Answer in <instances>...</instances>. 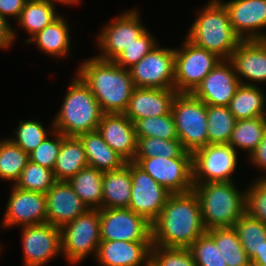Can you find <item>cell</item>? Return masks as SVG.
<instances>
[{"label": "cell", "instance_id": "cell-22", "mask_svg": "<svg viewBox=\"0 0 266 266\" xmlns=\"http://www.w3.org/2000/svg\"><path fill=\"white\" fill-rule=\"evenodd\" d=\"M45 195L47 223L58 228L88 210L67 181H56Z\"/></svg>", "mask_w": 266, "mask_h": 266}, {"label": "cell", "instance_id": "cell-49", "mask_svg": "<svg viewBox=\"0 0 266 266\" xmlns=\"http://www.w3.org/2000/svg\"><path fill=\"white\" fill-rule=\"evenodd\" d=\"M48 3H50L52 6L55 7V3H62V4H66L68 6L69 5H76L77 3L80 2V0H45Z\"/></svg>", "mask_w": 266, "mask_h": 266}, {"label": "cell", "instance_id": "cell-19", "mask_svg": "<svg viewBox=\"0 0 266 266\" xmlns=\"http://www.w3.org/2000/svg\"><path fill=\"white\" fill-rule=\"evenodd\" d=\"M229 60L241 84L266 82V40H242Z\"/></svg>", "mask_w": 266, "mask_h": 266}, {"label": "cell", "instance_id": "cell-37", "mask_svg": "<svg viewBox=\"0 0 266 266\" xmlns=\"http://www.w3.org/2000/svg\"><path fill=\"white\" fill-rule=\"evenodd\" d=\"M55 182L53 170L29 161L14 186L22 190L46 194Z\"/></svg>", "mask_w": 266, "mask_h": 266}, {"label": "cell", "instance_id": "cell-7", "mask_svg": "<svg viewBox=\"0 0 266 266\" xmlns=\"http://www.w3.org/2000/svg\"><path fill=\"white\" fill-rule=\"evenodd\" d=\"M62 254L70 264H78L92 253L96 257L100 237L98 209H88L60 228Z\"/></svg>", "mask_w": 266, "mask_h": 266}, {"label": "cell", "instance_id": "cell-46", "mask_svg": "<svg viewBox=\"0 0 266 266\" xmlns=\"http://www.w3.org/2000/svg\"><path fill=\"white\" fill-rule=\"evenodd\" d=\"M250 163L255 165L260 170L266 171V132L262 140L257 145L255 151L248 157ZM259 179H266V175L259 177Z\"/></svg>", "mask_w": 266, "mask_h": 266}, {"label": "cell", "instance_id": "cell-45", "mask_svg": "<svg viewBox=\"0 0 266 266\" xmlns=\"http://www.w3.org/2000/svg\"><path fill=\"white\" fill-rule=\"evenodd\" d=\"M26 2L27 0H0V16L14 17L17 20Z\"/></svg>", "mask_w": 266, "mask_h": 266}, {"label": "cell", "instance_id": "cell-8", "mask_svg": "<svg viewBox=\"0 0 266 266\" xmlns=\"http://www.w3.org/2000/svg\"><path fill=\"white\" fill-rule=\"evenodd\" d=\"M133 162L171 194L193 190L192 153L189 151L180 157L134 158Z\"/></svg>", "mask_w": 266, "mask_h": 266}, {"label": "cell", "instance_id": "cell-12", "mask_svg": "<svg viewBox=\"0 0 266 266\" xmlns=\"http://www.w3.org/2000/svg\"><path fill=\"white\" fill-rule=\"evenodd\" d=\"M100 237L109 241H152V227L129 208L99 209Z\"/></svg>", "mask_w": 266, "mask_h": 266}, {"label": "cell", "instance_id": "cell-33", "mask_svg": "<svg viewBox=\"0 0 266 266\" xmlns=\"http://www.w3.org/2000/svg\"><path fill=\"white\" fill-rule=\"evenodd\" d=\"M236 121L228 106L207 105L208 144H228Z\"/></svg>", "mask_w": 266, "mask_h": 266}, {"label": "cell", "instance_id": "cell-38", "mask_svg": "<svg viewBox=\"0 0 266 266\" xmlns=\"http://www.w3.org/2000/svg\"><path fill=\"white\" fill-rule=\"evenodd\" d=\"M185 151L179 139L137 138V151L134 158L155 156L174 158L180 157Z\"/></svg>", "mask_w": 266, "mask_h": 266}, {"label": "cell", "instance_id": "cell-14", "mask_svg": "<svg viewBox=\"0 0 266 266\" xmlns=\"http://www.w3.org/2000/svg\"><path fill=\"white\" fill-rule=\"evenodd\" d=\"M131 180V200L128 208L152 224L171 193L134 162H131Z\"/></svg>", "mask_w": 266, "mask_h": 266}, {"label": "cell", "instance_id": "cell-34", "mask_svg": "<svg viewBox=\"0 0 266 266\" xmlns=\"http://www.w3.org/2000/svg\"><path fill=\"white\" fill-rule=\"evenodd\" d=\"M29 161V154L9 138L0 140L1 180L11 181L14 185Z\"/></svg>", "mask_w": 266, "mask_h": 266}, {"label": "cell", "instance_id": "cell-40", "mask_svg": "<svg viewBox=\"0 0 266 266\" xmlns=\"http://www.w3.org/2000/svg\"><path fill=\"white\" fill-rule=\"evenodd\" d=\"M198 266H228L214 239L206 232L189 247Z\"/></svg>", "mask_w": 266, "mask_h": 266}, {"label": "cell", "instance_id": "cell-20", "mask_svg": "<svg viewBox=\"0 0 266 266\" xmlns=\"http://www.w3.org/2000/svg\"><path fill=\"white\" fill-rule=\"evenodd\" d=\"M97 131L126 162H133L137 151L134 123L124 114L104 113Z\"/></svg>", "mask_w": 266, "mask_h": 266}, {"label": "cell", "instance_id": "cell-25", "mask_svg": "<svg viewBox=\"0 0 266 266\" xmlns=\"http://www.w3.org/2000/svg\"><path fill=\"white\" fill-rule=\"evenodd\" d=\"M131 185V162H127L121 169L104 172L102 208H128Z\"/></svg>", "mask_w": 266, "mask_h": 266}, {"label": "cell", "instance_id": "cell-47", "mask_svg": "<svg viewBox=\"0 0 266 266\" xmlns=\"http://www.w3.org/2000/svg\"><path fill=\"white\" fill-rule=\"evenodd\" d=\"M11 24L9 23L7 18H4L0 16V49H8L13 45L16 32L10 26Z\"/></svg>", "mask_w": 266, "mask_h": 266}, {"label": "cell", "instance_id": "cell-36", "mask_svg": "<svg viewBox=\"0 0 266 266\" xmlns=\"http://www.w3.org/2000/svg\"><path fill=\"white\" fill-rule=\"evenodd\" d=\"M137 138L157 137L178 139L172 112L163 116L148 117L134 122Z\"/></svg>", "mask_w": 266, "mask_h": 266}, {"label": "cell", "instance_id": "cell-4", "mask_svg": "<svg viewBox=\"0 0 266 266\" xmlns=\"http://www.w3.org/2000/svg\"><path fill=\"white\" fill-rule=\"evenodd\" d=\"M206 230L233 227L246 213L245 192L234 181L194 184Z\"/></svg>", "mask_w": 266, "mask_h": 266}, {"label": "cell", "instance_id": "cell-18", "mask_svg": "<svg viewBox=\"0 0 266 266\" xmlns=\"http://www.w3.org/2000/svg\"><path fill=\"white\" fill-rule=\"evenodd\" d=\"M231 26L242 40H266V0H230L222 2Z\"/></svg>", "mask_w": 266, "mask_h": 266}, {"label": "cell", "instance_id": "cell-44", "mask_svg": "<svg viewBox=\"0 0 266 266\" xmlns=\"http://www.w3.org/2000/svg\"><path fill=\"white\" fill-rule=\"evenodd\" d=\"M62 142V134L53 131L51 137L48 136L33 152L29 154V159L35 164L54 170L55 162L59 154Z\"/></svg>", "mask_w": 266, "mask_h": 266}, {"label": "cell", "instance_id": "cell-42", "mask_svg": "<svg viewBox=\"0 0 266 266\" xmlns=\"http://www.w3.org/2000/svg\"><path fill=\"white\" fill-rule=\"evenodd\" d=\"M158 44L155 37L146 30L133 44L125 48L113 61L121 68L129 69L138 63L146 54Z\"/></svg>", "mask_w": 266, "mask_h": 266}, {"label": "cell", "instance_id": "cell-9", "mask_svg": "<svg viewBox=\"0 0 266 266\" xmlns=\"http://www.w3.org/2000/svg\"><path fill=\"white\" fill-rule=\"evenodd\" d=\"M222 60L215 53L192 44L186 38L175 48V84L178 93H193L205 76Z\"/></svg>", "mask_w": 266, "mask_h": 266}, {"label": "cell", "instance_id": "cell-2", "mask_svg": "<svg viewBox=\"0 0 266 266\" xmlns=\"http://www.w3.org/2000/svg\"><path fill=\"white\" fill-rule=\"evenodd\" d=\"M76 73L91 90L103 113L124 114L135 88L129 69L94 56L84 60Z\"/></svg>", "mask_w": 266, "mask_h": 266}, {"label": "cell", "instance_id": "cell-48", "mask_svg": "<svg viewBox=\"0 0 266 266\" xmlns=\"http://www.w3.org/2000/svg\"><path fill=\"white\" fill-rule=\"evenodd\" d=\"M260 266H266V241L260 248L256 256L250 261Z\"/></svg>", "mask_w": 266, "mask_h": 266}, {"label": "cell", "instance_id": "cell-26", "mask_svg": "<svg viewBox=\"0 0 266 266\" xmlns=\"http://www.w3.org/2000/svg\"><path fill=\"white\" fill-rule=\"evenodd\" d=\"M69 28L67 20L59 15L42 31L34 35L27 44L35 43L43 53L55 58H64L70 54L71 49Z\"/></svg>", "mask_w": 266, "mask_h": 266}, {"label": "cell", "instance_id": "cell-10", "mask_svg": "<svg viewBox=\"0 0 266 266\" xmlns=\"http://www.w3.org/2000/svg\"><path fill=\"white\" fill-rule=\"evenodd\" d=\"M238 153L229 144H208L192 153L193 184L233 181Z\"/></svg>", "mask_w": 266, "mask_h": 266}, {"label": "cell", "instance_id": "cell-32", "mask_svg": "<svg viewBox=\"0 0 266 266\" xmlns=\"http://www.w3.org/2000/svg\"><path fill=\"white\" fill-rule=\"evenodd\" d=\"M207 233L216 242L228 266H249L250 259L234 227L214 228Z\"/></svg>", "mask_w": 266, "mask_h": 266}, {"label": "cell", "instance_id": "cell-3", "mask_svg": "<svg viewBox=\"0 0 266 266\" xmlns=\"http://www.w3.org/2000/svg\"><path fill=\"white\" fill-rule=\"evenodd\" d=\"M198 14L185 38L221 59H230L242 39L231 26L227 9L219 0H210Z\"/></svg>", "mask_w": 266, "mask_h": 266}, {"label": "cell", "instance_id": "cell-28", "mask_svg": "<svg viewBox=\"0 0 266 266\" xmlns=\"http://www.w3.org/2000/svg\"><path fill=\"white\" fill-rule=\"evenodd\" d=\"M266 96L258 85L241 84L228 105L237 120L266 116Z\"/></svg>", "mask_w": 266, "mask_h": 266}, {"label": "cell", "instance_id": "cell-35", "mask_svg": "<svg viewBox=\"0 0 266 266\" xmlns=\"http://www.w3.org/2000/svg\"><path fill=\"white\" fill-rule=\"evenodd\" d=\"M233 227L251 261L266 241V225L245 213Z\"/></svg>", "mask_w": 266, "mask_h": 266}, {"label": "cell", "instance_id": "cell-17", "mask_svg": "<svg viewBox=\"0 0 266 266\" xmlns=\"http://www.w3.org/2000/svg\"><path fill=\"white\" fill-rule=\"evenodd\" d=\"M240 85L232 62L222 59L205 76L193 94L206 105L228 106Z\"/></svg>", "mask_w": 266, "mask_h": 266}, {"label": "cell", "instance_id": "cell-30", "mask_svg": "<svg viewBox=\"0 0 266 266\" xmlns=\"http://www.w3.org/2000/svg\"><path fill=\"white\" fill-rule=\"evenodd\" d=\"M59 14L56 7L45 0H27L25 6L16 20L19 27L29 34L25 39L27 43L34 35L42 31L47 25L55 20Z\"/></svg>", "mask_w": 266, "mask_h": 266}, {"label": "cell", "instance_id": "cell-31", "mask_svg": "<svg viewBox=\"0 0 266 266\" xmlns=\"http://www.w3.org/2000/svg\"><path fill=\"white\" fill-rule=\"evenodd\" d=\"M265 132L266 116L237 120L228 144L236 151L237 148L246 150L249 157L257 148Z\"/></svg>", "mask_w": 266, "mask_h": 266}, {"label": "cell", "instance_id": "cell-41", "mask_svg": "<svg viewBox=\"0 0 266 266\" xmlns=\"http://www.w3.org/2000/svg\"><path fill=\"white\" fill-rule=\"evenodd\" d=\"M150 266H198L189 248H166L152 245Z\"/></svg>", "mask_w": 266, "mask_h": 266}, {"label": "cell", "instance_id": "cell-50", "mask_svg": "<svg viewBox=\"0 0 266 266\" xmlns=\"http://www.w3.org/2000/svg\"><path fill=\"white\" fill-rule=\"evenodd\" d=\"M249 266H260V265H257V264H255L253 262H250Z\"/></svg>", "mask_w": 266, "mask_h": 266}, {"label": "cell", "instance_id": "cell-13", "mask_svg": "<svg viewBox=\"0 0 266 266\" xmlns=\"http://www.w3.org/2000/svg\"><path fill=\"white\" fill-rule=\"evenodd\" d=\"M138 12L137 9L127 10L103 27L97 38V46L102 53L96 55L97 58L113 61L147 30Z\"/></svg>", "mask_w": 266, "mask_h": 266}, {"label": "cell", "instance_id": "cell-27", "mask_svg": "<svg viewBox=\"0 0 266 266\" xmlns=\"http://www.w3.org/2000/svg\"><path fill=\"white\" fill-rule=\"evenodd\" d=\"M87 166L88 162L80 139L62 134L61 148L53 170L56 181H68Z\"/></svg>", "mask_w": 266, "mask_h": 266}, {"label": "cell", "instance_id": "cell-16", "mask_svg": "<svg viewBox=\"0 0 266 266\" xmlns=\"http://www.w3.org/2000/svg\"><path fill=\"white\" fill-rule=\"evenodd\" d=\"M47 223L46 195L22 190L12 185L1 222L2 228L30 226Z\"/></svg>", "mask_w": 266, "mask_h": 266}, {"label": "cell", "instance_id": "cell-6", "mask_svg": "<svg viewBox=\"0 0 266 266\" xmlns=\"http://www.w3.org/2000/svg\"><path fill=\"white\" fill-rule=\"evenodd\" d=\"M178 139L186 151L208 145L207 105L193 93H177L172 104Z\"/></svg>", "mask_w": 266, "mask_h": 266}, {"label": "cell", "instance_id": "cell-43", "mask_svg": "<svg viewBox=\"0 0 266 266\" xmlns=\"http://www.w3.org/2000/svg\"><path fill=\"white\" fill-rule=\"evenodd\" d=\"M246 214L266 225V179L254 180L245 191Z\"/></svg>", "mask_w": 266, "mask_h": 266}, {"label": "cell", "instance_id": "cell-21", "mask_svg": "<svg viewBox=\"0 0 266 266\" xmlns=\"http://www.w3.org/2000/svg\"><path fill=\"white\" fill-rule=\"evenodd\" d=\"M152 241L101 240L95 257L102 266H149Z\"/></svg>", "mask_w": 266, "mask_h": 266}, {"label": "cell", "instance_id": "cell-5", "mask_svg": "<svg viewBox=\"0 0 266 266\" xmlns=\"http://www.w3.org/2000/svg\"><path fill=\"white\" fill-rule=\"evenodd\" d=\"M103 114L91 90L76 75L70 82L61 109L53 119V126L55 131L66 137H78L97 130Z\"/></svg>", "mask_w": 266, "mask_h": 266}, {"label": "cell", "instance_id": "cell-11", "mask_svg": "<svg viewBox=\"0 0 266 266\" xmlns=\"http://www.w3.org/2000/svg\"><path fill=\"white\" fill-rule=\"evenodd\" d=\"M129 71L135 87L174 89L175 49L157 45Z\"/></svg>", "mask_w": 266, "mask_h": 266}, {"label": "cell", "instance_id": "cell-23", "mask_svg": "<svg viewBox=\"0 0 266 266\" xmlns=\"http://www.w3.org/2000/svg\"><path fill=\"white\" fill-rule=\"evenodd\" d=\"M177 93L175 89L135 87L124 115L134 123L142 118L169 114Z\"/></svg>", "mask_w": 266, "mask_h": 266}, {"label": "cell", "instance_id": "cell-24", "mask_svg": "<svg viewBox=\"0 0 266 266\" xmlns=\"http://www.w3.org/2000/svg\"><path fill=\"white\" fill-rule=\"evenodd\" d=\"M83 144L89 167L102 172L121 169L127 162L114 151L97 130L78 136Z\"/></svg>", "mask_w": 266, "mask_h": 266}, {"label": "cell", "instance_id": "cell-15", "mask_svg": "<svg viewBox=\"0 0 266 266\" xmlns=\"http://www.w3.org/2000/svg\"><path fill=\"white\" fill-rule=\"evenodd\" d=\"M24 266H43L62 255L60 228L43 223L21 227Z\"/></svg>", "mask_w": 266, "mask_h": 266}, {"label": "cell", "instance_id": "cell-29", "mask_svg": "<svg viewBox=\"0 0 266 266\" xmlns=\"http://www.w3.org/2000/svg\"><path fill=\"white\" fill-rule=\"evenodd\" d=\"M103 174L87 166L67 181L88 209H102Z\"/></svg>", "mask_w": 266, "mask_h": 266}, {"label": "cell", "instance_id": "cell-1", "mask_svg": "<svg viewBox=\"0 0 266 266\" xmlns=\"http://www.w3.org/2000/svg\"><path fill=\"white\" fill-rule=\"evenodd\" d=\"M152 245L189 248L207 230L194 191L170 194L162 211L151 224Z\"/></svg>", "mask_w": 266, "mask_h": 266}, {"label": "cell", "instance_id": "cell-39", "mask_svg": "<svg viewBox=\"0 0 266 266\" xmlns=\"http://www.w3.org/2000/svg\"><path fill=\"white\" fill-rule=\"evenodd\" d=\"M51 127L52 128L47 132L43 124L36 119L28 121L20 120L17 129H14V138L11 137L9 139L27 154H30L41 142L53 134V131L55 130L53 122Z\"/></svg>", "mask_w": 266, "mask_h": 266}]
</instances>
